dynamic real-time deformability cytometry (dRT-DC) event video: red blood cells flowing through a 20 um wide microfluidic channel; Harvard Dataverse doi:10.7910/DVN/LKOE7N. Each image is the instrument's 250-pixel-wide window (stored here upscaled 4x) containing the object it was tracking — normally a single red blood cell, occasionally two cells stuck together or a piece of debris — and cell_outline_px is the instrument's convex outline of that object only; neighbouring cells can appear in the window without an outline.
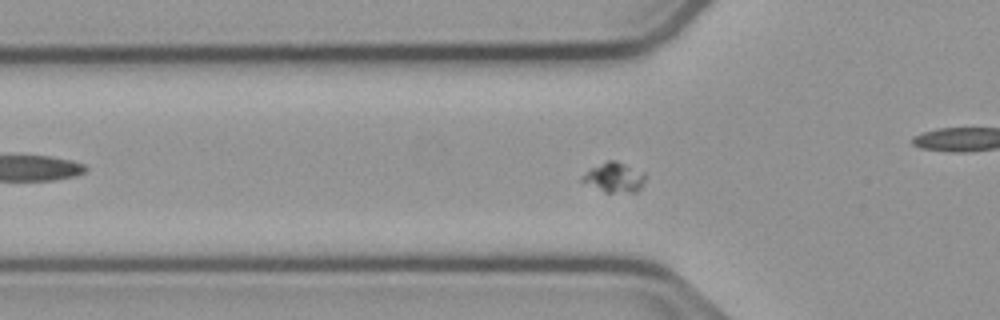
{"species": "common noctule bat (a hibernating species)", "species_latin": "Nyctalus noctula", "temperature_condition": "cold", "stored_images_in_passage": 52, "camera_frame_rate_fps": 3000, "um_per_image_px": 0.085, "animal": {"sex": "male", "body_mass_g": 23.1, "forearm_length_mm": 52.7}, "frame": {"image": 1, "passage_image": 14, "time_ms": 4.333, "image_size_px": [1000, 320], "cell_outline_px": [[644, 180], [640, 188], [636, 192], [604, 192], [580, 180], [592, 168], [608, 160], [616, 160], [644, 172]], "centroid_in_image_um": [52.25, 15.08], "position_along_channel_um": 73.6, "area_um2": 10.58}}
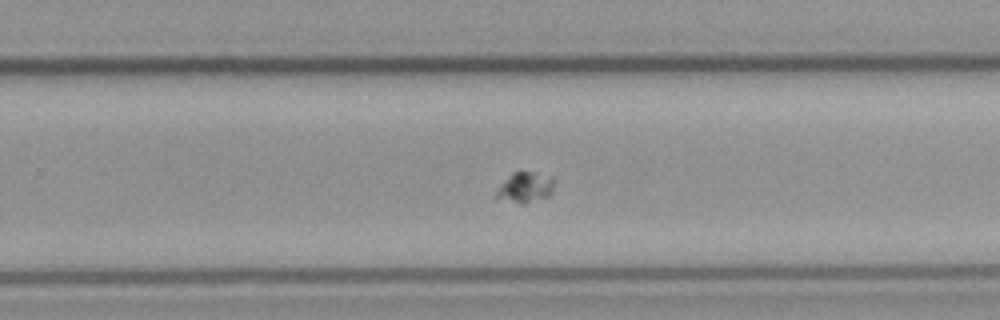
{"frame": {"image": 2, "passage_image": 31, "time_ms": 10.0, "image_size_px": [1000, 320], "cell_outline_px": [[552, 192], [548, 196], [520, 204], [492, 196], [512, 172], [536, 172], [552, 176]], "centroid_in_image_um": [44.62, 15.92], "position_along_channel_um": 285.2, "area_um2": 10.0}}
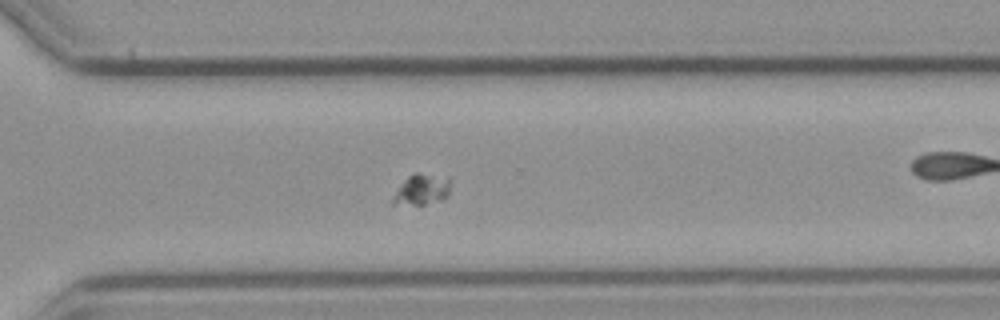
{"frame": {"image": 3, "passage_image": 35, "time_ms": 11.333, "image_size_px": [1000, 320], "cell_outline_px": [[448, 196], [444, 200], [424, 204], [392, 204], [392, 196], [408, 176], [416, 172], [448, 176]], "centroid_in_image_um": [35.86, 16.1], "position_along_channel_um": 334.7, "area_um2": 10.29}}